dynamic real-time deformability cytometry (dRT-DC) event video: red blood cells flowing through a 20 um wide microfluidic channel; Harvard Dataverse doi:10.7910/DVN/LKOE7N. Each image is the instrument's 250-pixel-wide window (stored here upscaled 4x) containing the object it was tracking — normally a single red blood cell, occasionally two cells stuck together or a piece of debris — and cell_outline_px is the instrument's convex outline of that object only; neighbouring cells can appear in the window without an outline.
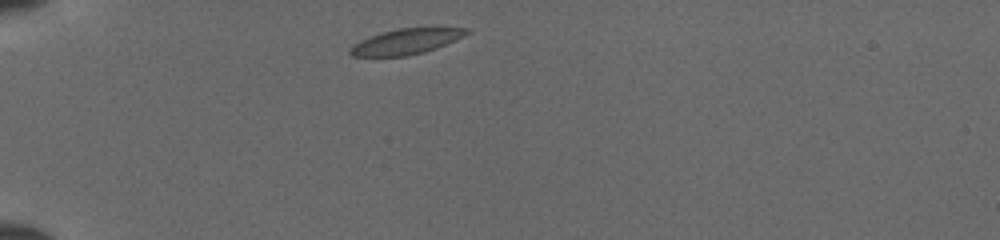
{"species": "common noctule bat (a hibernating species)", "species_latin": "Nyctalus noctula", "temperature_condition": "cold", "stored_images_in_passage": 36, "camera_frame_rate_fps": 3000, "um_per_image_px": 0.085, "animal": {"sex": "female", "body_mass_g": 19.5, "forearm_length_mm": 54.1}, "frame": {"image": 1, "passage_image": 1, "time_ms": 0.0, "image_size_px": [1000, 240], "cell_outline_px": [[464, 32], [432, 48], [416, 52], [396, 56], [356, 56], [352, 52], [352, 48], [364, 40], [388, 32], [408, 28], [452, 28]], "centroid_in_image_um": [34.36, 3.55], "position_along_channel_um": 50.6, "area_um2": 14.68}}
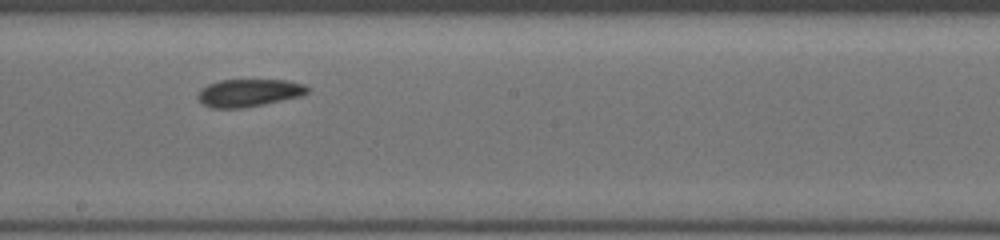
{"frame": {"image": 2, "passage_image": 16, "time_ms": 5.0, "image_size_px": [1000, 240], "cell_outline_px": [[304, 92], [272, 100], [252, 104], [208, 104], [200, 96], [204, 88], [212, 84], [228, 80], [276, 80], [296, 84], [304, 88]], "centroid_in_image_um": [21.11, 7.79], "position_along_channel_um": 227.1, "area_um2": 14.1}}
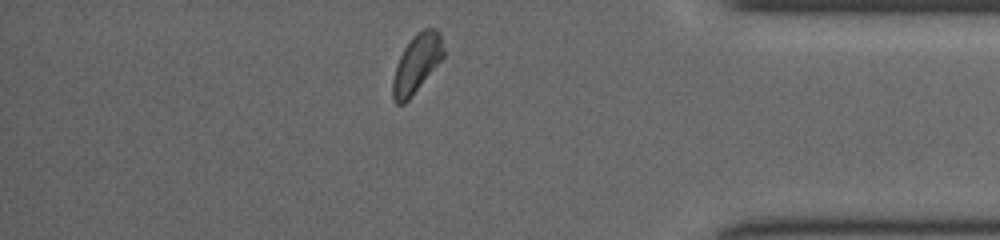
{"frame": {"image": 3, "passage_image": 30, "time_ms": 9.667, "image_size_px": [1000, 240], "cell_outline_px": [[444, 56], [416, 88], [400, 104], [396, 100], [396, 68], [408, 44], [420, 32], [436, 32], [444, 52]], "centroid_in_image_um": [35.47, 5.37], "position_along_channel_um": 399.7, "area_um2": 14.33}}